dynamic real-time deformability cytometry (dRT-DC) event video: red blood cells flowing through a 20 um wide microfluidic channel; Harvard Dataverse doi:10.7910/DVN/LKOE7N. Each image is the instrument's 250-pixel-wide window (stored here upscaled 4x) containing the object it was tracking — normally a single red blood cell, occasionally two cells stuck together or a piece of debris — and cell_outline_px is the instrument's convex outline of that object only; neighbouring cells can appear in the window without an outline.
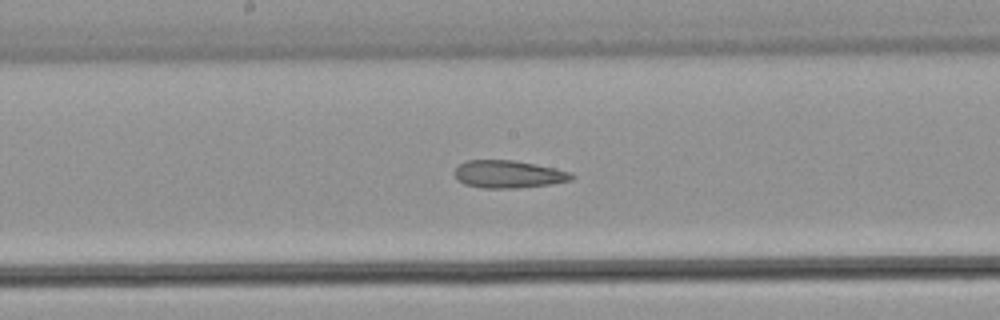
{"species": "common noctule bat (a hibernating species)", "species_latin": "Nyctalus noctula", "temperature_condition": "warm", "stored_images_in_passage": 24, "camera_frame_rate_fps": 3000, "um_per_image_px": 0.085, "animal": {"sex": "male", "body_mass_g": 21.5, "forearm_length_mm": 52.0}, "frame": {"image": 1, "passage_image": 14, "time_ms": 4.333, "image_size_px": [1000, 320], "cell_outline_px": [[576, 176], [572, 180], [552, 184], [516, 188], [484, 188], [464, 184], [456, 180], [456, 168], [460, 164], [468, 160], [512, 160], [536, 164], [556, 168], [572, 172]], "centroid_in_image_um": [43.27, 14.81], "position_along_channel_um": 204.9, "area_um2": 18.9}}
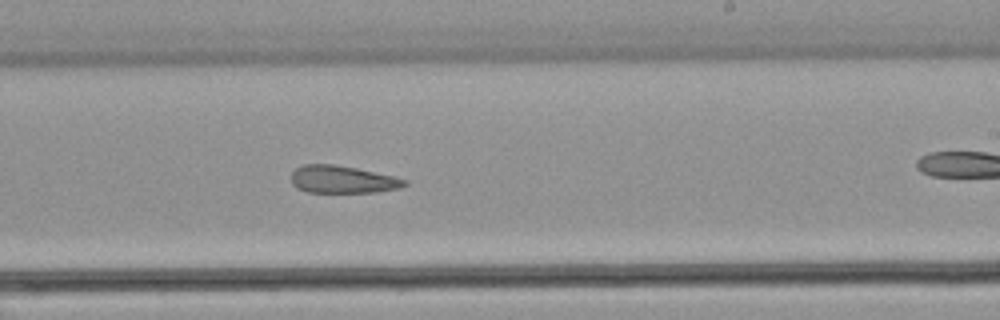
{"frame": {"image": 2, "passage_image": 17, "time_ms": 5.333, "image_size_px": [1000, 320], "cell_outline_px": [[408, 184], [400, 188], [376, 192], [308, 192], [296, 188], [292, 184], [292, 172], [296, 168], [304, 164], [332, 164], [356, 168], [392, 176], [408, 180]], "centroid_in_image_um": [29.11, 15.26], "position_along_channel_um": 259.9, "area_um2": 18.09}}
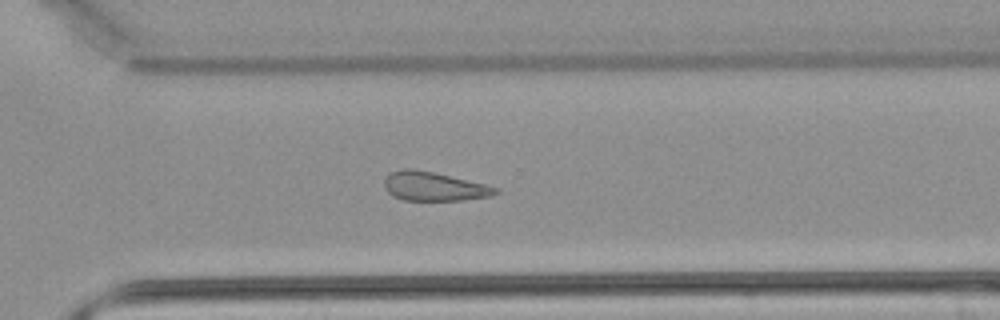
{"frame": {"image": 3, "passage_image": 21, "time_ms": 6.667, "image_size_px": [1000, 320], "cell_outline_px": [[500, 192], [492, 196], [464, 200], [404, 200], [392, 196], [384, 188], [384, 180], [392, 172], [400, 168], [412, 168], [432, 172], [484, 184], [500, 188]], "centroid_in_image_um": [36.89, 15.85], "position_along_channel_um": 333.7, "area_um2": 18.73}}